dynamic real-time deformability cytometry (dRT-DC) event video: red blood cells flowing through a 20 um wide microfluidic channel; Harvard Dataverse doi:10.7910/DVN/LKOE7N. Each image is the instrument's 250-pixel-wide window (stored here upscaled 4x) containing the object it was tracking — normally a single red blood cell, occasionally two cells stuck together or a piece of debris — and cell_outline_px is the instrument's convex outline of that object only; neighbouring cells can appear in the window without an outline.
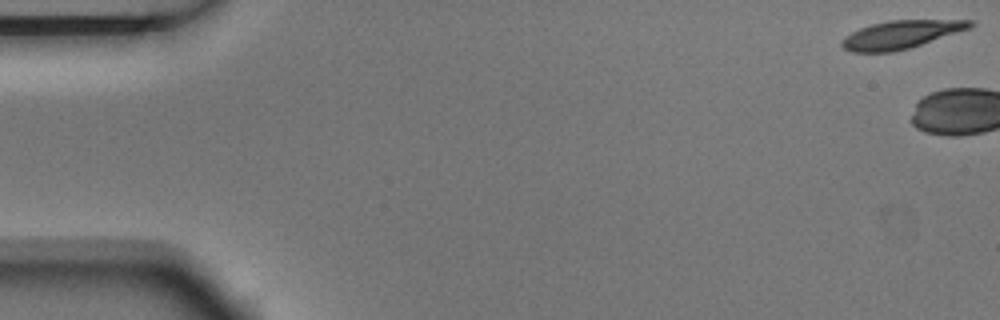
{"species": "Egyptian fruit bat (a non-hibernating species)", "species_latin": "Rousettus aegyptiacus", "temperature_condition": "room temperature", "stored_images_in_passage": 6, "camera_frame_rate_fps": 3000, "um_per_image_px": 0.085, "animal": {"sex": "male"}, "frame": {"image": 1, "passage_image": 1, "time_ms": 0.0, "image_size_px": [1000, 320], "cell_outline_px": [[976, 24], [972, 28], [908, 48], [892, 52], [852, 52], [844, 48], [840, 44], [840, 40], [844, 36], [860, 28], [872, 24], [888, 20], [972, 20]], "centroid_in_image_um": [76.58, 2.93], "position_along_channel_um": 8.4, "area_um2": 20.98}}
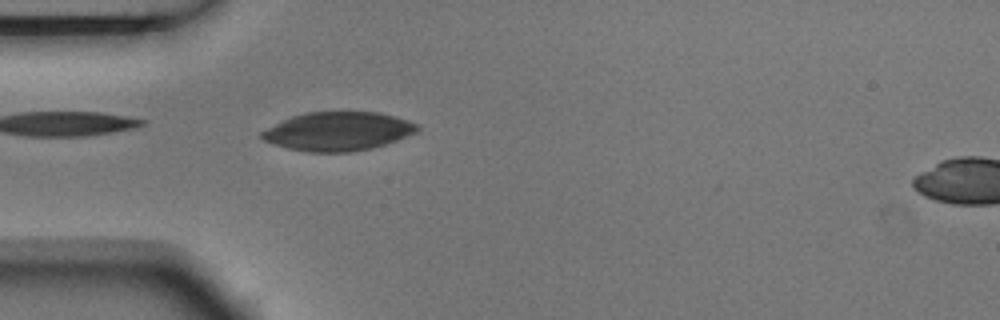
{"frame": {"image": 2, "passage_image": 6, "time_ms": 1.667, "image_size_px": [1000, 320], "cell_outline_px": [[420, 128], [416, 132], [396, 140], [372, 148], [352, 152], [308, 152], [288, 148], [264, 140], [260, 136], [260, 132], [292, 116], [308, 112], [380, 112], [396, 116], [420, 124]], "centroid_in_image_um": [28.78, 11.16], "position_along_channel_um": 56.2, "area_um2": 34.91}}